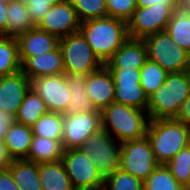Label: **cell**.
Instances as JSON below:
<instances>
[{
    "instance_id": "cell-1",
    "label": "cell",
    "mask_w": 190,
    "mask_h": 190,
    "mask_svg": "<svg viewBox=\"0 0 190 190\" xmlns=\"http://www.w3.org/2000/svg\"><path fill=\"white\" fill-rule=\"evenodd\" d=\"M80 31L104 65L129 38L127 22L110 16L81 22Z\"/></svg>"
},
{
    "instance_id": "cell-2",
    "label": "cell",
    "mask_w": 190,
    "mask_h": 190,
    "mask_svg": "<svg viewBox=\"0 0 190 190\" xmlns=\"http://www.w3.org/2000/svg\"><path fill=\"white\" fill-rule=\"evenodd\" d=\"M101 120L102 129L121 144L144 137L150 118L147 111L113 102L101 112Z\"/></svg>"
},
{
    "instance_id": "cell-3",
    "label": "cell",
    "mask_w": 190,
    "mask_h": 190,
    "mask_svg": "<svg viewBox=\"0 0 190 190\" xmlns=\"http://www.w3.org/2000/svg\"><path fill=\"white\" fill-rule=\"evenodd\" d=\"M188 128L176 118L150 119L146 136L155 160L166 165L181 149L188 145Z\"/></svg>"
},
{
    "instance_id": "cell-4",
    "label": "cell",
    "mask_w": 190,
    "mask_h": 190,
    "mask_svg": "<svg viewBox=\"0 0 190 190\" xmlns=\"http://www.w3.org/2000/svg\"><path fill=\"white\" fill-rule=\"evenodd\" d=\"M190 95L187 71L168 73L165 82L149 97L150 119L177 118L184 101Z\"/></svg>"
},
{
    "instance_id": "cell-5",
    "label": "cell",
    "mask_w": 190,
    "mask_h": 190,
    "mask_svg": "<svg viewBox=\"0 0 190 190\" xmlns=\"http://www.w3.org/2000/svg\"><path fill=\"white\" fill-rule=\"evenodd\" d=\"M58 46L62 53L64 73L89 75L104 65L80 30L59 39Z\"/></svg>"
},
{
    "instance_id": "cell-6",
    "label": "cell",
    "mask_w": 190,
    "mask_h": 190,
    "mask_svg": "<svg viewBox=\"0 0 190 190\" xmlns=\"http://www.w3.org/2000/svg\"><path fill=\"white\" fill-rule=\"evenodd\" d=\"M148 59L159 64L166 72L188 71L190 55L175 41L166 30L143 38Z\"/></svg>"
},
{
    "instance_id": "cell-7",
    "label": "cell",
    "mask_w": 190,
    "mask_h": 190,
    "mask_svg": "<svg viewBox=\"0 0 190 190\" xmlns=\"http://www.w3.org/2000/svg\"><path fill=\"white\" fill-rule=\"evenodd\" d=\"M121 144L103 129L91 135L80 149L97 167L103 182L120 169Z\"/></svg>"
},
{
    "instance_id": "cell-8",
    "label": "cell",
    "mask_w": 190,
    "mask_h": 190,
    "mask_svg": "<svg viewBox=\"0 0 190 190\" xmlns=\"http://www.w3.org/2000/svg\"><path fill=\"white\" fill-rule=\"evenodd\" d=\"M158 165L146 135L140 139L121 143V170L144 182Z\"/></svg>"
},
{
    "instance_id": "cell-9",
    "label": "cell",
    "mask_w": 190,
    "mask_h": 190,
    "mask_svg": "<svg viewBox=\"0 0 190 190\" xmlns=\"http://www.w3.org/2000/svg\"><path fill=\"white\" fill-rule=\"evenodd\" d=\"M61 161L74 190H103L97 167L80 148L64 150Z\"/></svg>"
},
{
    "instance_id": "cell-10",
    "label": "cell",
    "mask_w": 190,
    "mask_h": 190,
    "mask_svg": "<svg viewBox=\"0 0 190 190\" xmlns=\"http://www.w3.org/2000/svg\"><path fill=\"white\" fill-rule=\"evenodd\" d=\"M178 7L157 5L137 7L127 21L129 38L143 39L151 34L164 31Z\"/></svg>"
},
{
    "instance_id": "cell-11",
    "label": "cell",
    "mask_w": 190,
    "mask_h": 190,
    "mask_svg": "<svg viewBox=\"0 0 190 190\" xmlns=\"http://www.w3.org/2000/svg\"><path fill=\"white\" fill-rule=\"evenodd\" d=\"M114 80L115 102L147 111L149 98L140 85L139 69L108 68Z\"/></svg>"
},
{
    "instance_id": "cell-12",
    "label": "cell",
    "mask_w": 190,
    "mask_h": 190,
    "mask_svg": "<svg viewBox=\"0 0 190 190\" xmlns=\"http://www.w3.org/2000/svg\"><path fill=\"white\" fill-rule=\"evenodd\" d=\"M102 130L98 110L64 115L62 145L64 150L78 149L93 134Z\"/></svg>"
},
{
    "instance_id": "cell-13",
    "label": "cell",
    "mask_w": 190,
    "mask_h": 190,
    "mask_svg": "<svg viewBox=\"0 0 190 190\" xmlns=\"http://www.w3.org/2000/svg\"><path fill=\"white\" fill-rule=\"evenodd\" d=\"M31 87L46 103L50 112L60 114L66 112L70 91L65 73L31 80Z\"/></svg>"
},
{
    "instance_id": "cell-14",
    "label": "cell",
    "mask_w": 190,
    "mask_h": 190,
    "mask_svg": "<svg viewBox=\"0 0 190 190\" xmlns=\"http://www.w3.org/2000/svg\"><path fill=\"white\" fill-rule=\"evenodd\" d=\"M80 21L70 0L51 7L37 27L58 39L80 30Z\"/></svg>"
},
{
    "instance_id": "cell-15",
    "label": "cell",
    "mask_w": 190,
    "mask_h": 190,
    "mask_svg": "<svg viewBox=\"0 0 190 190\" xmlns=\"http://www.w3.org/2000/svg\"><path fill=\"white\" fill-rule=\"evenodd\" d=\"M30 88L31 80L21 70L0 77V109L15 117Z\"/></svg>"
},
{
    "instance_id": "cell-16",
    "label": "cell",
    "mask_w": 190,
    "mask_h": 190,
    "mask_svg": "<svg viewBox=\"0 0 190 190\" xmlns=\"http://www.w3.org/2000/svg\"><path fill=\"white\" fill-rule=\"evenodd\" d=\"M86 92L95 110L100 112L115 102L114 80L105 65L87 75Z\"/></svg>"
},
{
    "instance_id": "cell-17",
    "label": "cell",
    "mask_w": 190,
    "mask_h": 190,
    "mask_svg": "<svg viewBox=\"0 0 190 190\" xmlns=\"http://www.w3.org/2000/svg\"><path fill=\"white\" fill-rule=\"evenodd\" d=\"M19 58L21 62V71L30 80L64 73L63 58L59 46L51 52L40 54L35 57Z\"/></svg>"
},
{
    "instance_id": "cell-18",
    "label": "cell",
    "mask_w": 190,
    "mask_h": 190,
    "mask_svg": "<svg viewBox=\"0 0 190 190\" xmlns=\"http://www.w3.org/2000/svg\"><path fill=\"white\" fill-rule=\"evenodd\" d=\"M148 60L143 39L128 38L105 63L107 68L141 69Z\"/></svg>"
},
{
    "instance_id": "cell-19",
    "label": "cell",
    "mask_w": 190,
    "mask_h": 190,
    "mask_svg": "<svg viewBox=\"0 0 190 190\" xmlns=\"http://www.w3.org/2000/svg\"><path fill=\"white\" fill-rule=\"evenodd\" d=\"M19 57H35L48 53L58 47L59 39L37 26L28 30L17 38Z\"/></svg>"
},
{
    "instance_id": "cell-20",
    "label": "cell",
    "mask_w": 190,
    "mask_h": 190,
    "mask_svg": "<svg viewBox=\"0 0 190 190\" xmlns=\"http://www.w3.org/2000/svg\"><path fill=\"white\" fill-rule=\"evenodd\" d=\"M65 74L70 94L68 96L69 101L64 115L95 111L86 92L87 75L79 73Z\"/></svg>"
},
{
    "instance_id": "cell-21",
    "label": "cell",
    "mask_w": 190,
    "mask_h": 190,
    "mask_svg": "<svg viewBox=\"0 0 190 190\" xmlns=\"http://www.w3.org/2000/svg\"><path fill=\"white\" fill-rule=\"evenodd\" d=\"M33 137L32 127L17 123L16 121L8 128L4 137L10 156L15 159H26L30 150Z\"/></svg>"
},
{
    "instance_id": "cell-22",
    "label": "cell",
    "mask_w": 190,
    "mask_h": 190,
    "mask_svg": "<svg viewBox=\"0 0 190 190\" xmlns=\"http://www.w3.org/2000/svg\"><path fill=\"white\" fill-rule=\"evenodd\" d=\"M42 190H74L62 161L38 163Z\"/></svg>"
},
{
    "instance_id": "cell-23",
    "label": "cell",
    "mask_w": 190,
    "mask_h": 190,
    "mask_svg": "<svg viewBox=\"0 0 190 190\" xmlns=\"http://www.w3.org/2000/svg\"><path fill=\"white\" fill-rule=\"evenodd\" d=\"M63 152L62 140H53L33 135L26 160L37 164L57 162L61 160Z\"/></svg>"
},
{
    "instance_id": "cell-24",
    "label": "cell",
    "mask_w": 190,
    "mask_h": 190,
    "mask_svg": "<svg viewBox=\"0 0 190 190\" xmlns=\"http://www.w3.org/2000/svg\"><path fill=\"white\" fill-rule=\"evenodd\" d=\"M8 169L19 190H42L37 163L26 159H15Z\"/></svg>"
},
{
    "instance_id": "cell-25",
    "label": "cell",
    "mask_w": 190,
    "mask_h": 190,
    "mask_svg": "<svg viewBox=\"0 0 190 190\" xmlns=\"http://www.w3.org/2000/svg\"><path fill=\"white\" fill-rule=\"evenodd\" d=\"M7 37L18 38L36 25L23 0L7 2Z\"/></svg>"
},
{
    "instance_id": "cell-26",
    "label": "cell",
    "mask_w": 190,
    "mask_h": 190,
    "mask_svg": "<svg viewBox=\"0 0 190 190\" xmlns=\"http://www.w3.org/2000/svg\"><path fill=\"white\" fill-rule=\"evenodd\" d=\"M49 112L46 103L31 87L19 107L18 113L15 116V121L32 127L41 116Z\"/></svg>"
},
{
    "instance_id": "cell-27",
    "label": "cell",
    "mask_w": 190,
    "mask_h": 190,
    "mask_svg": "<svg viewBox=\"0 0 190 190\" xmlns=\"http://www.w3.org/2000/svg\"><path fill=\"white\" fill-rule=\"evenodd\" d=\"M165 30L190 55V14L178 7Z\"/></svg>"
},
{
    "instance_id": "cell-28",
    "label": "cell",
    "mask_w": 190,
    "mask_h": 190,
    "mask_svg": "<svg viewBox=\"0 0 190 190\" xmlns=\"http://www.w3.org/2000/svg\"><path fill=\"white\" fill-rule=\"evenodd\" d=\"M21 70L17 38L0 36V77Z\"/></svg>"
},
{
    "instance_id": "cell-29",
    "label": "cell",
    "mask_w": 190,
    "mask_h": 190,
    "mask_svg": "<svg viewBox=\"0 0 190 190\" xmlns=\"http://www.w3.org/2000/svg\"><path fill=\"white\" fill-rule=\"evenodd\" d=\"M64 114L49 112L32 126L33 135L62 140Z\"/></svg>"
},
{
    "instance_id": "cell-30",
    "label": "cell",
    "mask_w": 190,
    "mask_h": 190,
    "mask_svg": "<svg viewBox=\"0 0 190 190\" xmlns=\"http://www.w3.org/2000/svg\"><path fill=\"white\" fill-rule=\"evenodd\" d=\"M166 72L159 64L147 60L140 69V85L148 98L165 82Z\"/></svg>"
},
{
    "instance_id": "cell-31",
    "label": "cell",
    "mask_w": 190,
    "mask_h": 190,
    "mask_svg": "<svg viewBox=\"0 0 190 190\" xmlns=\"http://www.w3.org/2000/svg\"><path fill=\"white\" fill-rule=\"evenodd\" d=\"M144 190H183L166 165L159 164L144 181Z\"/></svg>"
},
{
    "instance_id": "cell-32",
    "label": "cell",
    "mask_w": 190,
    "mask_h": 190,
    "mask_svg": "<svg viewBox=\"0 0 190 190\" xmlns=\"http://www.w3.org/2000/svg\"><path fill=\"white\" fill-rule=\"evenodd\" d=\"M80 22L108 16L105 0H70Z\"/></svg>"
},
{
    "instance_id": "cell-33",
    "label": "cell",
    "mask_w": 190,
    "mask_h": 190,
    "mask_svg": "<svg viewBox=\"0 0 190 190\" xmlns=\"http://www.w3.org/2000/svg\"><path fill=\"white\" fill-rule=\"evenodd\" d=\"M166 166L174 178L184 186L190 174V146L181 149Z\"/></svg>"
},
{
    "instance_id": "cell-34",
    "label": "cell",
    "mask_w": 190,
    "mask_h": 190,
    "mask_svg": "<svg viewBox=\"0 0 190 190\" xmlns=\"http://www.w3.org/2000/svg\"><path fill=\"white\" fill-rule=\"evenodd\" d=\"M103 190H144V182L119 169L104 182Z\"/></svg>"
},
{
    "instance_id": "cell-35",
    "label": "cell",
    "mask_w": 190,
    "mask_h": 190,
    "mask_svg": "<svg viewBox=\"0 0 190 190\" xmlns=\"http://www.w3.org/2000/svg\"><path fill=\"white\" fill-rule=\"evenodd\" d=\"M107 13L110 17H115L128 21L136 7V0H105Z\"/></svg>"
},
{
    "instance_id": "cell-36",
    "label": "cell",
    "mask_w": 190,
    "mask_h": 190,
    "mask_svg": "<svg viewBox=\"0 0 190 190\" xmlns=\"http://www.w3.org/2000/svg\"><path fill=\"white\" fill-rule=\"evenodd\" d=\"M32 22L37 26L51 7L64 0H23Z\"/></svg>"
},
{
    "instance_id": "cell-37",
    "label": "cell",
    "mask_w": 190,
    "mask_h": 190,
    "mask_svg": "<svg viewBox=\"0 0 190 190\" xmlns=\"http://www.w3.org/2000/svg\"><path fill=\"white\" fill-rule=\"evenodd\" d=\"M0 190H19L9 169H0Z\"/></svg>"
},
{
    "instance_id": "cell-38",
    "label": "cell",
    "mask_w": 190,
    "mask_h": 190,
    "mask_svg": "<svg viewBox=\"0 0 190 190\" xmlns=\"http://www.w3.org/2000/svg\"><path fill=\"white\" fill-rule=\"evenodd\" d=\"M15 122V117L0 109V140H4L5 134L11 124Z\"/></svg>"
},
{
    "instance_id": "cell-39",
    "label": "cell",
    "mask_w": 190,
    "mask_h": 190,
    "mask_svg": "<svg viewBox=\"0 0 190 190\" xmlns=\"http://www.w3.org/2000/svg\"><path fill=\"white\" fill-rule=\"evenodd\" d=\"M157 6H179L178 0H136V7Z\"/></svg>"
},
{
    "instance_id": "cell-40",
    "label": "cell",
    "mask_w": 190,
    "mask_h": 190,
    "mask_svg": "<svg viewBox=\"0 0 190 190\" xmlns=\"http://www.w3.org/2000/svg\"><path fill=\"white\" fill-rule=\"evenodd\" d=\"M13 161L4 140H0V169H7Z\"/></svg>"
},
{
    "instance_id": "cell-41",
    "label": "cell",
    "mask_w": 190,
    "mask_h": 190,
    "mask_svg": "<svg viewBox=\"0 0 190 190\" xmlns=\"http://www.w3.org/2000/svg\"><path fill=\"white\" fill-rule=\"evenodd\" d=\"M190 128V95L184 101L181 110L176 118Z\"/></svg>"
},
{
    "instance_id": "cell-42",
    "label": "cell",
    "mask_w": 190,
    "mask_h": 190,
    "mask_svg": "<svg viewBox=\"0 0 190 190\" xmlns=\"http://www.w3.org/2000/svg\"><path fill=\"white\" fill-rule=\"evenodd\" d=\"M7 2L0 0V36L7 37Z\"/></svg>"
},
{
    "instance_id": "cell-43",
    "label": "cell",
    "mask_w": 190,
    "mask_h": 190,
    "mask_svg": "<svg viewBox=\"0 0 190 190\" xmlns=\"http://www.w3.org/2000/svg\"><path fill=\"white\" fill-rule=\"evenodd\" d=\"M179 8L190 14V0H178Z\"/></svg>"
},
{
    "instance_id": "cell-44",
    "label": "cell",
    "mask_w": 190,
    "mask_h": 190,
    "mask_svg": "<svg viewBox=\"0 0 190 190\" xmlns=\"http://www.w3.org/2000/svg\"><path fill=\"white\" fill-rule=\"evenodd\" d=\"M183 190H190V174L188 176L187 182L183 186Z\"/></svg>"
},
{
    "instance_id": "cell-45",
    "label": "cell",
    "mask_w": 190,
    "mask_h": 190,
    "mask_svg": "<svg viewBox=\"0 0 190 190\" xmlns=\"http://www.w3.org/2000/svg\"><path fill=\"white\" fill-rule=\"evenodd\" d=\"M2 1L11 2V1H19V0H2Z\"/></svg>"
},
{
    "instance_id": "cell-46",
    "label": "cell",
    "mask_w": 190,
    "mask_h": 190,
    "mask_svg": "<svg viewBox=\"0 0 190 190\" xmlns=\"http://www.w3.org/2000/svg\"><path fill=\"white\" fill-rule=\"evenodd\" d=\"M187 72H188V75H189V78H190V67H189V69H188V71H187Z\"/></svg>"
},
{
    "instance_id": "cell-47",
    "label": "cell",
    "mask_w": 190,
    "mask_h": 190,
    "mask_svg": "<svg viewBox=\"0 0 190 190\" xmlns=\"http://www.w3.org/2000/svg\"><path fill=\"white\" fill-rule=\"evenodd\" d=\"M188 145L190 146V132H189V141H188Z\"/></svg>"
}]
</instances>
